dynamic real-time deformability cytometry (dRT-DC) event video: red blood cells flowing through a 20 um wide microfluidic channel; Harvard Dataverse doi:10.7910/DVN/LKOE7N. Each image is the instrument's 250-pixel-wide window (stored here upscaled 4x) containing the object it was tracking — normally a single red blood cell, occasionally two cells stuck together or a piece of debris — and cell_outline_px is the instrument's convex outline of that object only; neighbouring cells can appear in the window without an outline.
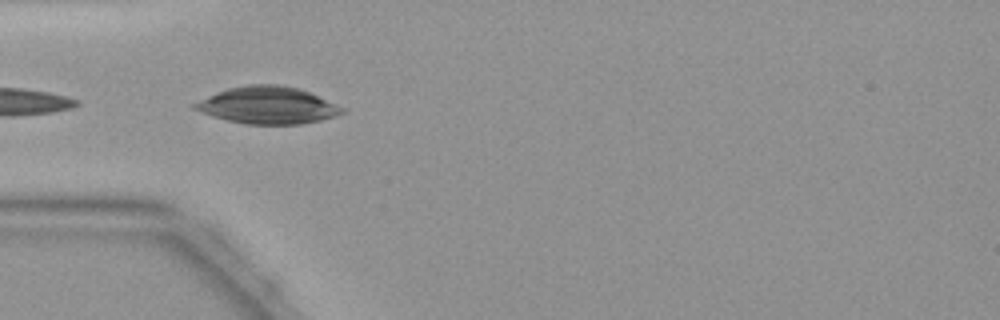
{"species": "common noctule bat (a hibernating species)", "species_latin": "Nyctalus noctula", "temperature_condition": "warm", "stored_images_in_passage": 3, "camera_frame_rate_fps": 3000, "um_per_image_px": 0.085, "animal": {"sex": "female", "body_mass_g": 19.9}, "frame": {"image": 1, "passage_image": 1, "time_ms": 0.0, "image_size_px": [1000, 320], "cell_outline_px": [[344, 112], [336, 116], [320, 120], [300, 124], [244, 124], [212, 116], [200, 112], [192, 108], [192, 104], [216, 92], [228, 88], [248, 84], [280, 84], [300, 88], [336, 104], [344, 108]], "centroid_in_image_um": [22.74, 8.94], "position_along_channel_um": 62.3, "area_um2": 31.85}}